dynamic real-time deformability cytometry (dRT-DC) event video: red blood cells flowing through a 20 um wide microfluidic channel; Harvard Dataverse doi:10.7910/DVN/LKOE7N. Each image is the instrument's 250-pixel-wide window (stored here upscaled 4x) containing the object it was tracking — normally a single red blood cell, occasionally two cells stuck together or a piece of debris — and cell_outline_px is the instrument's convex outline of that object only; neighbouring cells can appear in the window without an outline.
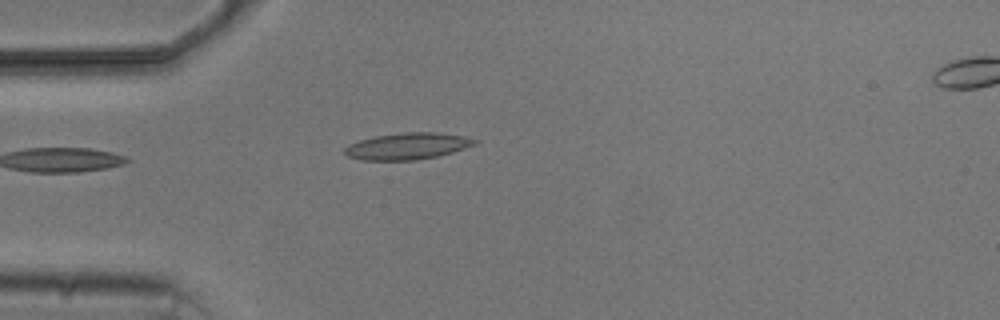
{"species": "common noctule bat (a hibernating species)", "species_latin": "Nyctalus noctula", "temperature_condition": "cold", "stored_images_in_passage": 4, "camera_frame_rate_fps": 3000, "um_per_image_px": 0.085, "animal": {"sex": "male", "body_mass_g": 20.5, "forearm_length_mm": 52.5}, "frame": {"image": 1, "passage_image": 3, "time_ms": 2.333, "image_size_px": [1000, 320], "cell_outline_px": [[480, 140], [476, 144], [452, 152], [436, 156], [416, 160], [360, 160], [344, 156], [344, 148], [348, 144], [360, 140], [376, 136], [404, 132], [436, 132], [464, 136]], "centroid_in_image_um": [34.6, 12.42], "position_along_channel_um": 50.4, "area_um2": 20.23}}